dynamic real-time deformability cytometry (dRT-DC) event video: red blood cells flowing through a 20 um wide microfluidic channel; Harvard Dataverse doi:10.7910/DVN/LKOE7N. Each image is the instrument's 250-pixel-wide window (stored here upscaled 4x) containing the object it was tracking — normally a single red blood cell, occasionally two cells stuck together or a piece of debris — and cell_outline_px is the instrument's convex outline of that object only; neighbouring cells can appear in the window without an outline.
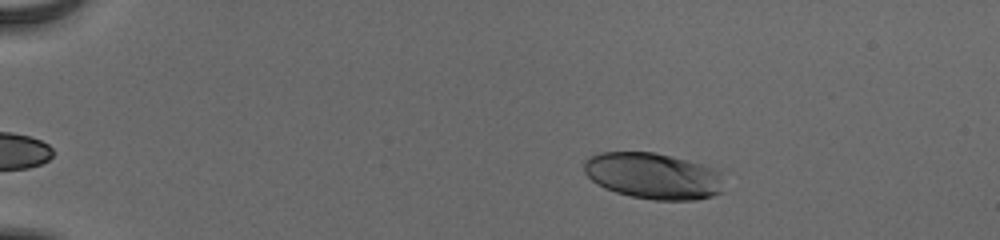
{"species": "human", "species_latin": "Homo sapiens", "temperature_condition": "cold", "stored_images_in_passage": 47, "camera_frame_rate_fps": 3000, "um_per_image_px": 0.085, "donor": {"sex": "male"}, "frame": {"image": 1, "passage_image": 3, "time_ms": 0.667, "image_size_px": [1000, 240], "cell_outline_px": [[724, 192], [712, 196], [696, 200], [652, 200], [632, 196], [616, 192], [604, 188], [596, 184], [584, 172], [584, 160], [588, 156], [600, 152], [656, 152], [700, 164], [712, 168], [720, 172]], "centroid_in_image_um": [55.5, 14.95], "position_along_channel_um": 29.5, "area_um2": 37.86}}
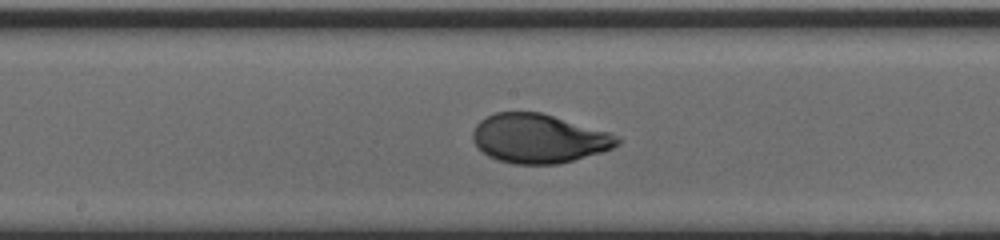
{"frame": {"image": 2, "passage_image": 24, "time_ms": 7.667, "image_size_px": [1000, 240], "cell_outline_px": [[620, 144], [612, 148], [600, 152], [572, 160], [556, 164], [512, 164], [488, 156], [472, 140], [472, 132], [476, 124], [484, 116], [496, 112], [540, 112], [608, 132], [616, 136], [620, 140]], "centroid_in_image_um": [45.75, 11.76], "position_along_channel_um": 202.4, "area_um2": 40.92}}
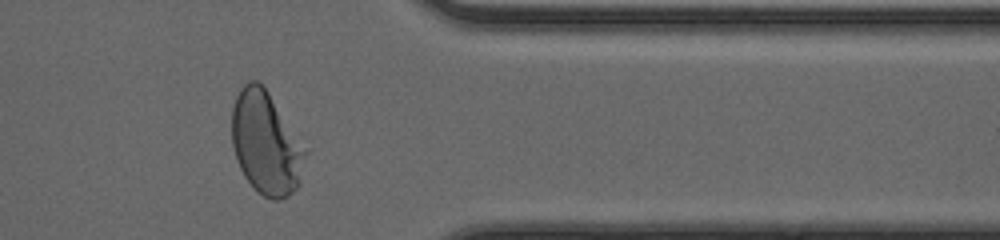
{"frame": {"image": 3, "passage_image": 39, "time_ms": 12.667, "image_size_px": [1000, 240], "cell_outline_px": [[308, 152], [300, 184], [288, 196], [280, 200], [272, 200], [264, 196], [244, 176], [240, 168], [232, 144], [232, 108], [236, 96], [240, 88], [248, 80], [256, 80], [268, 92]], "centroid_in_image_um": [22.61, 12.18], "position_along_channel_um": 388.8, "area_um2": 43.7}, "authors_computed_cell_mechanics": {"area_um2": 41.0958, "velocity_mm_per_s": 3.8808, "shape_relaxation_time_tau1_ms": 3.4592, "shape_relaxation_time_tau2_ms": null, "deformation_change_tau1": 0.1967, "deformation_change_tau2": null}}